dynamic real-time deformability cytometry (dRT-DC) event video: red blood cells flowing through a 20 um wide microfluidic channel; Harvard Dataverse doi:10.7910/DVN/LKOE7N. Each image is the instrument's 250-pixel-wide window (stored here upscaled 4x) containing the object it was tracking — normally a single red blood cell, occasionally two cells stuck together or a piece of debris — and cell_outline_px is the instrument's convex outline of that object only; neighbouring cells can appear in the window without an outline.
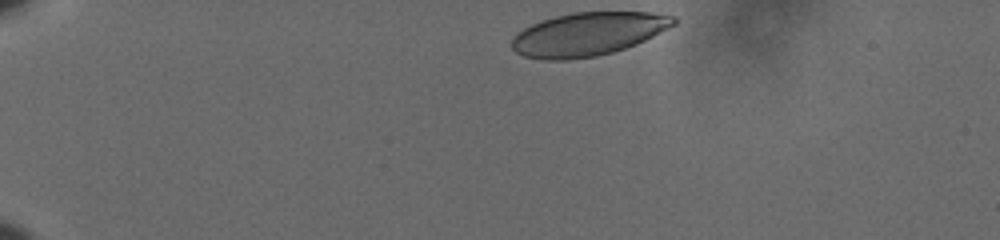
{"species": "human", "species_latin": "Homo sapiens", "temperature_condition": "cold", "stored_images_in_passage": 40, "camera_frame_rate_fps": 3000, "um_per_image_px": 0.085, "donor": {"sex": "male"}, "frame": {"image": 1, "passage_image": 1, "time_ms": 0.0, "image_size_px": [1000, 240], "cell_outline_px": [[676, 24], [636, 44], [612, 52], [596, 56], [564, 60], [544, 60], [524, 56], [516, 52], [512, 48], [512, 40], [516, 32], [540, 20], [572, 12], [652, 12], [676, 16]], "centroid_in_image_um": [49.96, 2.89], "position_along_channel_um": 35.0, "area_um2": 40.81}}
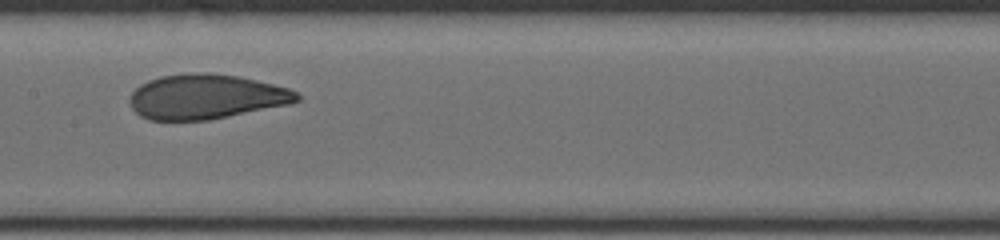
{"frame": {"image": 2, "passage_image": 21, "time_ms": 6.667, "image_size_px": [1000, 240], "cell_outline_px": [[300, 100], [288, 104], [208, 120], [148, 120], [140, 116], [132, 108], [128, 100], [132, 92], [140, 84], [148, 80], [160, 76], [200, 72], [208, 72], [236, 76], [256, 80], [288, 88], [296, 92], [300, 96]], "centroid_in_image_um": [17.47, 8.22], "position_along_channel_um": 189.9, "area_um2": 43.41}}
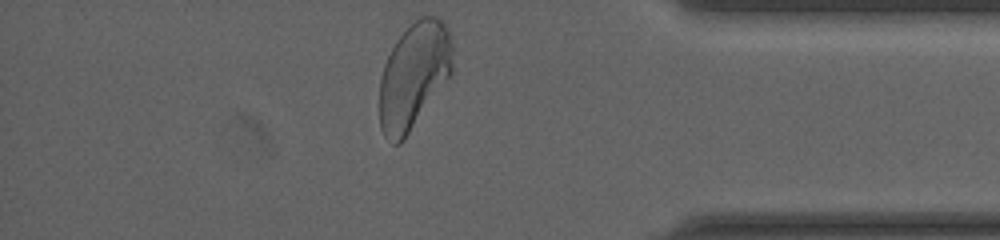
{"frame": {"image": 3, "passage_image": 40, "time_ms": 13.0, "image_size_px": [1000, 240], "cell_outline_px": [[452, 76], [404, 140], [400, 144], [392, 144], [384, 136], [380, 128], [380, 76], [384, 64], [396, 40], [412, 16], [436, 16], [448, 28], [452, 40]], "centroid_in_image_um": [35.19, 6.4], "position_along_channel_um": 400.0, "area_um2": 46.36}, "authors_computed_cell_mechanics": {"area_um2": 43.6679, "velocity_mm_per_s": 3.6044, "shape_relaxation_time_tau1_ms": 4.8141, "shape_relaxation_time_tau2_ms": null, "deformation_change_tau1": 0.1538, "deformation_change_tau2": null}}